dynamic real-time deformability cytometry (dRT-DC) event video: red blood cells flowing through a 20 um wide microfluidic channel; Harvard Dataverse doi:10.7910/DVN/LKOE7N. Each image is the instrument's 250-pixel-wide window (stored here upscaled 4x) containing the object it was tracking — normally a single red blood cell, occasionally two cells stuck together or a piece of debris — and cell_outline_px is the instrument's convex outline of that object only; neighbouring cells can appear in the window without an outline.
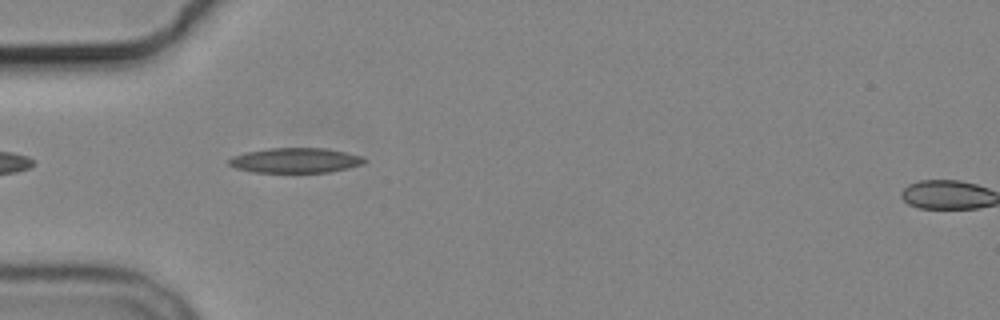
{"species": "common noctule bat (a hibernating species)", "species_latin": "Nyctalus noctula", "temperature_condition": "cold", "stored_images_in_passage": 6, "camera_frame_rate_fps": 3000, "um_per_image_px": 0.085, "animal": {"sex": "male", "body_mass_g": 19.2, "forearm_length_mm": 51.8}, "frame": {"image": 1, "passage_image": 5, "time_ms": 4.667, "image_size_px": [1000, 320], "cell_outline_px": [[364, 164], [348, 168], [328, 172], [252, 172], [236, 168], [228, 164], [228, 160], [232, 156], [244, 152], [268, 148], [324, 148], [364, 156]], "centroid_in_image_um": [25.08, 13.63], "position_along_channel_um": 59.9, "area_um2": 19.71}}
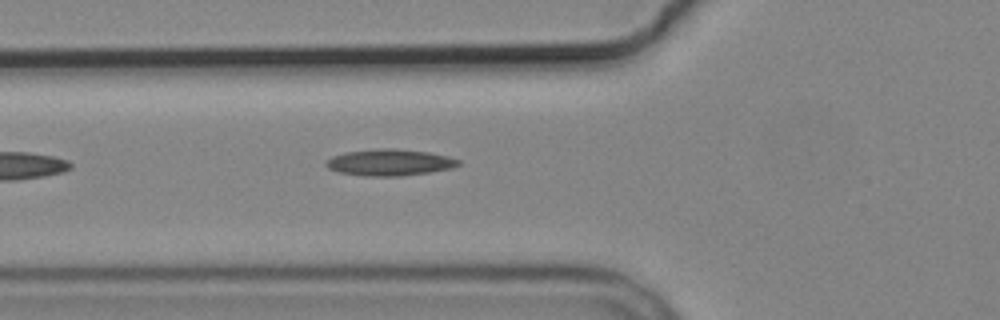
{"frame": {"image": 2, "passage_image": 6, "time_ms": 5.667, "image_size_px": [1000, 320], "cell_outline_px": [[460, 164], [452, 168], [428, 172], [400, 176], [364, 176], [340, 172], [328, 168], [324, 164], [332, 156], [344, 152], [380, 148], [396, 148], [428, 152], [448, 156], [460, 160]], "centroid_in_image_um": [33.12, 13.8], "position_along_channel_um": 92.7, "area_um2": 20.4}}